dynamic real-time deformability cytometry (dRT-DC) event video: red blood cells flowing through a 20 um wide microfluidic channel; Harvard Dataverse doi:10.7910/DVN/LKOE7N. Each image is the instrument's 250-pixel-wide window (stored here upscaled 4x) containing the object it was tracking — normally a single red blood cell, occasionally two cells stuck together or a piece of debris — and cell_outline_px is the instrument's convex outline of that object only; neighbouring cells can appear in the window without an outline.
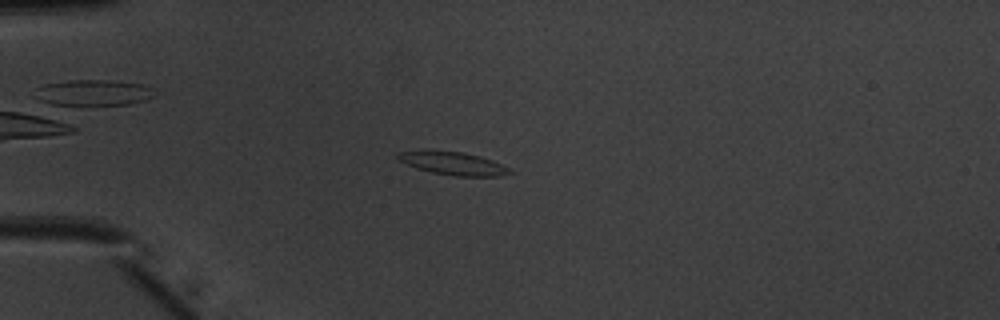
{"species": "common noctule bat (a hibernating species)", "species_latin": "Nyctalus noctula", "temperature_condition": "warm", "stored_images_in_passage": 50, "camera_frame_rate_fps": 3000, "um_per_image_px": 0.085, "animal": {"sex": "male", "body_mass_g": 20.1, "forearm_length_mm": 53.5}, "frame": {"image": 1, "passage_image": 12, "time_ms": 3.667, "image_size_px": [1000, 320], "cell_outline_px": [[512, 172], [500, 176], [456, 176], [432, 172], [416, 168], [400, 160], [396, 156], [396, 152], [424, 148], [464, 152], [480, 156], [492, 160], [508, 168]], "centroid_in_image_um": [38.42, 13.84], "position_along_channel_um": 46.6, "area_um2": 15.32}}
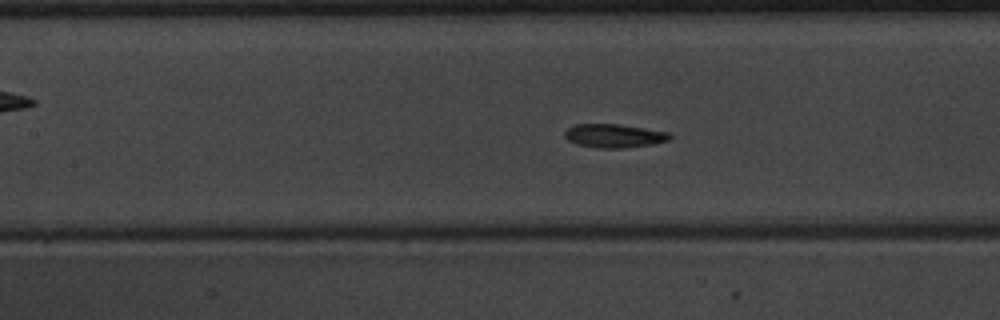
{"frame": {"image": 2, "passage_image": 22, "time_ms": 7.0, "image_size_px": [1000, 320], "cell_outline_px": [[672, 136], [668, 140], [652, 144], [620, 148], [600, 148], [576, 144], [568, 140], [564, 136], [564, 132], [568, 128], [576, 124], [620, 124], [668, 132]], "centroid_in_image_um": [52.17, 11.54], "position_along_channel_um": 155.2, "area_um2": 14.33}}
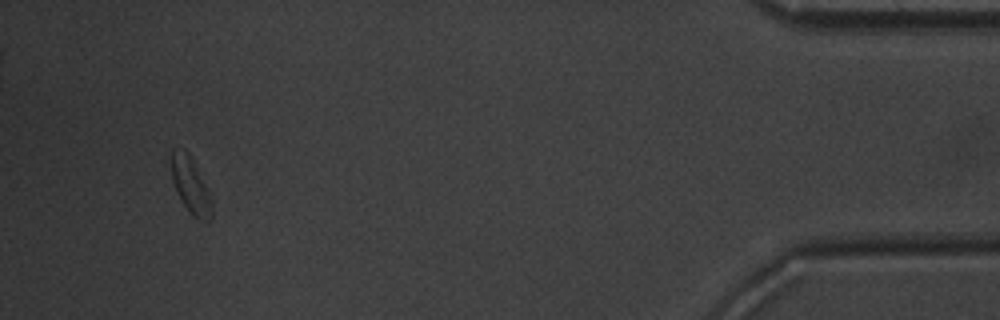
{"frame": {"image": 3, "passage_image": 47, "time_ms": 15.333, "image_size_px": [1000, 320], "cell_outline_px": [[212, 220], [200, 220], [192, 216], [188, 212], [172, 180], [172, 148], [184, 148], [192, 156], [212, 200]], "centroid_in_image_um": [16.22, 15.74], "position_along_channel_um": 419.0, "area_um2": 13.18}, "authors_computed_cell_mechanics": {"area_um2": 14.5945, "velocity_mm_per_s": 3.954, "shape_relaxation_time_tau1_ms": 3.849, "shape_relaxation_time_tau2_ms": 2.3104, "deformation_change_tau1": 0.1085, "deformation_change_tau2": 0.0953}}